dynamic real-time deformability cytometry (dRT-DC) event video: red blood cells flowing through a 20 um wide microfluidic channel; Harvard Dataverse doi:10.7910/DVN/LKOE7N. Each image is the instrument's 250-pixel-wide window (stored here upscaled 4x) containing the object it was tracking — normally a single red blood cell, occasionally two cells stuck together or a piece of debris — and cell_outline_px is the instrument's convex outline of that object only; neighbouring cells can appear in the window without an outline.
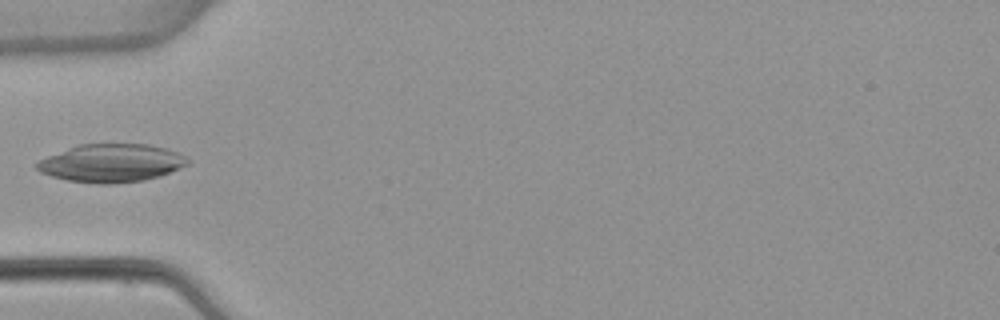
{"species": "common noctule bat (a hibernating species)", "species_latin": "Nyctalus noctula", "temperature_condition": "warm", "stored_images_in_passage": 2, "camera_frame_rate_fps": 3000, "um_per_image_px": 0.085, "animal": {"sex": "female", "body_mass_g": 22.7, "forearm_length_mm": 54.2}, "frame": {"image": 1, "passage_image": 2, "time_ms": 1.0, "image_size_px": [1000, 320], "cell_outline_px": [[192, 160], [188, 164], [160, 176], [144, 180], [112, 184], [96, 184], [68, 180], [52, 176], [40, 172], [36, 168], [36, 164], [40, 160], [48, 156], [68, 148], [80, 144], [148, 144], [180, 152]], "centroid_in_image_um": [9.5, 13.86], "position_along_channel_um": 75.5, "area_um2": 33.47}}